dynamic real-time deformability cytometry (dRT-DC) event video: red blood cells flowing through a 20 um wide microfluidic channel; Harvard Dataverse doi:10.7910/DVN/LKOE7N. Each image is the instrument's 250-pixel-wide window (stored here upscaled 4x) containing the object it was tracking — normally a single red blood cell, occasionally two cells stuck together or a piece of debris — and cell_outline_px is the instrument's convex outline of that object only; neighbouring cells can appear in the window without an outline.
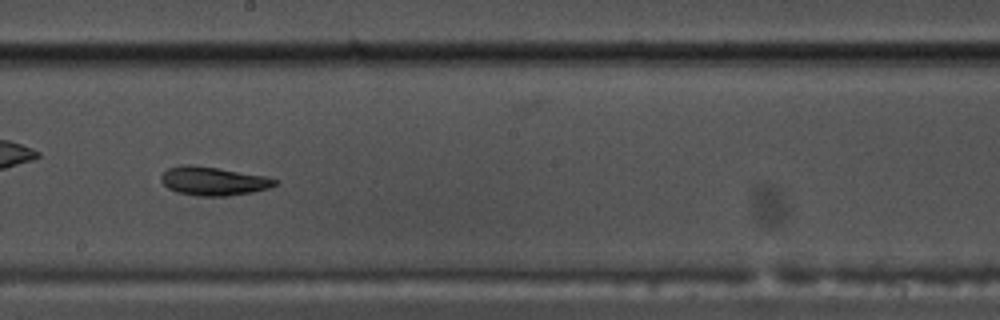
{"species": "common noctule bat (a hibernating species)", "species_latin": "Nyctalus noctula", "temperature_condition": "warm", "stored_images_in_passage": 55, "camera_frame_rate_fps": 3000, "um_per_image_px": 0.085, "animal": {"sex": "male", "body_mass_g": 17.5, "forearm_length_mm": 52.3}, "frame": {"image": 1, "passage_image": 32, "time_ms": 10.333, "image_size_px": [1000, 320], "cell_outline_px": [[276, 184], [268, 188], [252, 192], [228, 196], [196, 196], [176, 192], [168, 188], [160, 180], [160, 176], [168, 168], [180, 164], [192, 164], [264, 176], [276, 180]], "centroid_in_image_um": [18.06, 15.39], "position_along_channel_um": 230.1, "area_um2": 18.9}}
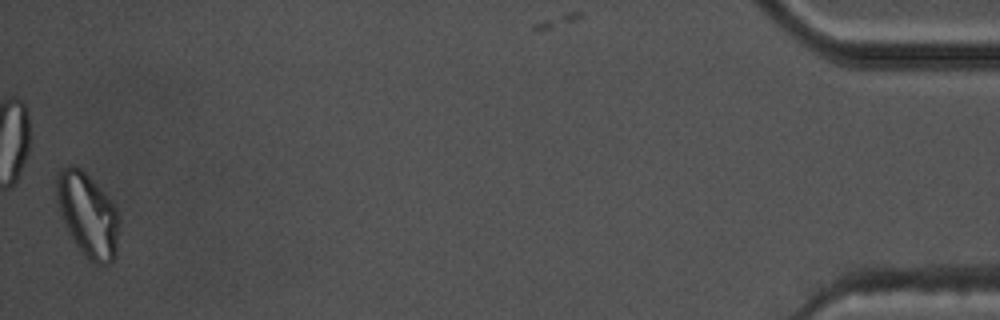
{"frame": {"image": 2, "passage_image": 55, "time_ms": 18.0, "image_size_px": [1000, 320], "cell_outline_px": [[120, 224], [116, 256], [108, 264], [96, 264], [88, 260], [80, 252], [68, 232], [64, 224], [56, 192], [56, 176], [68, 164], [72, 164], [80, 168], [112, 200], [120, 216]], "centroid_in_image_um": [7.49, 18.29], "position_along_channel_um": 427.7, "area_um2": 30.75}, "authors_computed_cell_mechanics": {"area_um2": 19.7098, "velocity_mm_per_s": 3.7707, "shape_relaxation_time_tau1_ms": 6.712, "shape_relaxation_time_tau2_ms": 10.9192, "deformation_change_tau1": 0.1838, "deformation_change_tau2": 0.1677}}